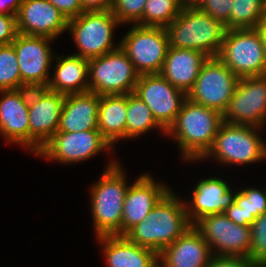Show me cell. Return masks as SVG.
Returning a JSON list of instances; mask_svg holds the SVG:
<instances>
[{
    "label": "cell",
    "instance_id": "7402d4cb",
    "mask_svg": "<svg viewBox=\"0 0 266 267\" xmlns=\"http://www.w3.org/2000/svg\"><path fill=\"white\" fill-rule=\"evenodd\" d=\"M192 196L191 208L193 209L186 204V212L194 225L207 215L224 213L235 202L236 193L233 195L226 182L214 177L201 180Z\"/></svg>",
    "mask_w": 266,
    "mask_h": 267
},
{
    "label": "cell",
    "instance_id": "cb8c5ba5",
    "mask_svg": "<svg viewBox=\"0 0 266 267\" xmlns=\"http://www.w3.org/2000/svg\"><path fill=\"white\" fill-rule=\"evenodd\" d=\"M104 246L108 267H160L159 254L125 236L97 237Z\"/></svg>",
    "mask_w": 266,
    "mask_h": 267
},
{
    "label": "cell",
    "instance_id": "9a60e30c",
    "mask_svg": "<svg viewBox=\"0 0 266 267\" xmlns=\"http://www.w3.org/2000/svg\"><path fill=\"white\" fill-rule=\"evenodd\" d=\"M51 38L17 34L11 43L15 49L21 82L26 88H46L49 84V67L52 53Z\"/></svg>",
    "mask_w": 266,
    "mask_h": 267
},
{
    "label": "cell",
    "instance_id": "f1b7e54d",
    "mask_svg": "<svg viewBox=\"0 0 266 267\" xmlns=\"http://www.w3.org/2000/svg\"><path fill=\"white\" fill-rule=\"evenodd\" d=\"M265 17V0H233L230 29L256 28Z\"/></svg>",
    "mask_w": 266,
    "mask_h": 267
},
{
    "label": "cell",
    "instance_id": "74e56055",
    "mask_svg": "<svg viewBox=\"0 0 266 267\" xmlns=\"http://www.w3.org/2000/svg\"><path fill=\"white\" fill-rule=\"evenodd\" d=\"M83 11H107L112 8V0H80Z\"/></svg>",
    "mask_w": 266,
    "mask_h": 267
},
{
    "label": "cell",
    "instance_id": "4316f807",
    "mask_svg": "<svg viewBox=\"0 0 266 267\" xmlns=\"http://www.w3.org/2000/svg\"><path fill=\"white\" fill-rule=\"evenodd\" d=\"M265 212L266 192L248 188L236 193L235 202L224 214L237 225L251 226L255 219Z\"/></svg>",
    "mask_w": 266,
    "mask_h": 267
},
{
    "label": "cell",
    "instance_id": "e0dca14e",
    "mask_svg": "<svg viewBox=\"0 0 266 267\" xmlns=\"http://www.w3.org/2000/svg\"><path fill=\"white\" fill-rule=\"evenodd\" d=\"M16 22L19 34L51 39L68 26V20L48 0H22Z\"/></svg>",
    "mask_w": 266,
    "mask_h": 267
},
{
    "label": "cell",
    "instance_id": "f546056e",
    "mask_svg": "<svg viewBox=\"0 0 266 267\" xmlns=\"http://www.w3.org/2000/svg\"><path fill=\"white\" fill-rule=\"evenodd\" d=\"M177 0H147L139 26L167 27L179 15Z\"/></svg>",
    "mask_w": 266,
    "mask_h": 267
},
{
    "label": "cell",
    "instance_id": "d6986e66",
    "mask_svg": "<svg viewBox=\"0 0 266 267\" xmlns=\"http://www.w3.org/2000/svg\"><path fill=\"white\" fill-rule=\"evenodd\" d=\"M0 132L9 142L29 148V88L1 90Z\"/></svg>",
    "mask_w": 266,
    "mask_h": 267
},
{
    "label": "cell",
    "instance_id": "7c38bea8",
    "mask_svg": "<svg viewBox=\"0 0 266 267\" xmlns=\"http://www.w3.org/2000/svg\"><path fill=\"white\" fill-rule=\"evenodd\" d=\"M209 244L218 248L215 256H240L249 258L251 227L237 225L224 213L207 215L193 225Z\"/></svg>",
    "mask_w": 266,
    "mask_h": 267
},
{
    "label": "cell",
    "instance_id": "ac0fdd59",
    "mask_svg": "<svg viewBox=\"0 0 266 267\" xmlns=\"http://www.w3.org/2000/svg\"><path fill=\"white\" fill-rule=\"evenodd\" d=\"M140 176L132 186L128 187L124 197L121 236L145 220L150 211L170 191L166 186L154 182L150 175Z\"/></svg>",
    "mask_w": 266,
    "mask_h": 267
},
{
    "label": "cell",
    "instance_id": "3957f363",
    "mask_svg": "<svg viewBox=\"0 0 266 267\" xmlns=\"http://www.w3.org/2000/svg\"><path fill=\"white\" fill-rule=\"evenodd\" d=\"M166 30L170 47L199 50L209 57H217L227 29L199 8H188L181 9Z\"/></svg>",
    "mask_w": 266,
    "mask_h": 267
},
{
    "label": "cell",
    "instance_id": "4dcf8cb0",
    "mask_svg": "<svg viewBox=\"0 0 266 267\" xmlns=\"http://www.w3.org/2000/svg\"><path fill=\"white\" fill-rule=\"evenodd\" d=\"M23 88L13 45H0V91Z\"/></svg>",
    "mask_w": 266,
    "mask_h": 267
},
{
    "label": "cell",
    "instance_id": "f35d334b",
    "mask_svg": "<svg viewBox=\"0 0 266 267\" xmlns=\"http://www.w3.org/2000/svg\"><path fill=\"white\" fill-rule=\"evenodd\" d=\"M22 0H0V14L16 16Z\"/></svg>",
    "mask_w": 266,
    "mask_h": 267
},
{
    "label": "cell",
    "instance_id": "8992f818",
    "mask_svg": "<svg viewBox=\"0 0 266 267\" xmlns=\"http://www.w3.org/2000/svg\"><path fill=\"white\" fill-rule=\"evenodd\" d=\"M89 92L102 95L129 94L135 91L140 74L119 47L100 57L89 59Z\"/></svg>",
    "mask_w": 266,
    "mask_h": 267
},
{
    "label": "cell",
    "instance_id": "7bdbcfd3",
    "mask_svg": "<svg viewBox=\"0 0 266 267\" xmlns=\"http://www.w3.org/2000/svg\"><path fill=\"white\" fill-rule=\"evenodd\" d=\"M265 16H266V0H265Z\"/></svg>",
    "mask_w": 266,
    "mask_h": 267
},
{
    "label": "cell",
    "instance_id": "2e32d148",
    "mask_svg": "<svg viewBox=\"0 0 266 267\" xmlns=\"http://www.w3.org/2000/svg\"><path fill=\"white\" fill-rule=\"evenodd\" d=\"M111 144L98 129L84 132H56L36 155L62 163H76L97 155Z\"/></svg>",
    "mask_w": 266,
    "mask_h": 267
},
{
    "label": "cell",
    "instance_id": "e575fe53",
    "mask_svg": "<svg viewBox=\"0 0 266 267\" xmlns=\"http://www.w3.org/2000/svg\"><path fill=\"white\" fill-rule=\"evenodd\" d=\"M17 34L16 16L0 14V45L11 44Z\"/></svg>",
    "mask_w": 266,
    "mask_h": 267
},
{
    "label": "cell",
    "instance_id": "ab89813d",
    "mask_svg": "<svg viewBox=\"0 0 266 267\" xmlns=\"http://www.w3.org/2000/svg\"><path fill=\"white\" fill-rule=\"evenodd\" d=\"M255 29L257 30L260 36L262 47L266 56V17Z\"/></svg>",
    "mask_w": 266,
    "mask_h": 267
},
{
    "label": "cell",
    "instance_id": "1f68e13d",
    "mask_svg": "<svg viewBox=\"0 0 266 267\" xmlns=\"http://www.w3.org/2000/svg\"><path fill=\"white\" fill-rule=\"evenodd\" d=\"M251 227L249 258L257 266L266 263V212L255 219Z\"/></svg>",
    "mask_w": 266,
    "mask_h": 267
},
{
    "label": "cell",
    "instance_id": "8d00e7d4",
    "mask_svg": "<svg viewBox=\"0 0 266 267\" xmlns=\"http://www.w3.org/2000/svg\"><path fill=\"white\" fill-rule=\"evenodd\" d=\"M69 20L78 17L83 11L80 0H48Z\"/></svg>",
    "mask_w": 266,
    "mask_h": 267
},
{
    "label": "cell",
    "instance_id": "b9f144b4",
    "mask_svg": "<svg viewBox=\"0 0 266 267\" xmlns=\"http://www.w3.org/2000/svg\"><path fill=\"white\" fill-rule=\"evenodd\" d=\"M257 267H266V263L258 265Z\"/></svg>",
    "mask_w": 266,
    "mask_h": 267
},
{
    "label": "cell",
    "instance_id": "277c9868",
    "mask_svg": "<svg viewBox=\"0 0 266 267\" xmlns=\"http://www.w3.org/2000/svg\"><path fill=\"white\" fill-rule=\"evenodd\" d=\"M117 162L106 168L91 188L93 222L97 237L121 236L124 197L129 186Z\"/></svg>",
    "mask_w": 266,
    "mask_h": 267
},
{
    "label": "cell",
    "instance_id": "836d02e7",
    "mask_svg": "<svg viewBox=\"0 0 266 267\" xmlns=\"http://www.w3.org/2000/svg\"><path fill=\"white\" fill-rule=\"evenodd\" d=\"M232 7L233 0H203L199 9L221 21L229 30Z\"/></svg>",
    "mask_w": 266,
    "mask_h": 267
},
{
    "label": "cell",
    "instance_id": "30bf717a",
    "mask_svg": "<svg viewBox=\"0 0 266 267\" xmlns=\"http://www.w3.org/2000/svg\"><path fill=\"white\" fill-rule=\"evenodd\" d=\"M239 78L218 58L209 57L199 71L187 98L223 114L234 95Z\"/></svg>",
    "mask_w": 266,
    "mask_h": 267
},
{
    "label": "cell",
    "instance_id": "ffe728a7",
    "mask_svg": "<svg viewBox=\"0 0 266 267\" xmlns=\"http://www.w3.org/2000/svg\"><path fill=\"white\" fill-rule=\"evenodd\" d=\"M201 233L190 227L159 253L161 267H206L214 253Z\"/></svg>",
    "mask_w": 266,
    "mask_h": 267
},
{
    "label": "cell",
    "instance_id": "7a4b0ae2",
    "mask_svg": "<svg viewBox=\"0 0 266 267\" xmlns=\"http://www.w3.org/2000/svg\"><path fill=\"white\" fill-rule=\"evenodd\" d=\"M222 123L223 114L219 111L187 98L165 133L178 140L184 159L201 160L211 149Z\"/></svg>",
    "mask_w": 266,
    "mask_h": 267
},
{
    "label": "cell",
    "instance_id": "4fadbf2b",
    "mask_svg": "<svg viewBox=\"0 0 266 267\" xmlns=\"http://www.w3.org/2000/svg\"><path fill=\"white\" fill-rule=\"evenodd\" d=\"M266 120V75L240 78L223 122L262 126Z\"/></svg>",
    "mask_w": 266,
    "mask_h": 267
},
{
    "label": "cell",
    "instance_id": "44dd1931",
    "mask_svg": "<svg viewBox=\"0 0 266 267\" xmlns=\"http://www.w3.org/2000/svg\"><path fill=\"white\" fill-rule=\"evenodd\" d=\"M209 56L193 49L169 47L160 74L186 94L193 88L203 64Z\"/></svg>",
    "mask_w": 266,
    "mask_h": 267
},
{
    "label": "cell",
    "instance_id": "d4e9b609",
    "mask_svg": "<svg viewBox=\"0 0 266 267\" xmlns=\"http://www.w3.org/2000/svg\"><path fill=\"white\" fill-rule=\"evenodd\" d=\"M53 79L47 88L59 94H80L89 92L88 78L89 60L77 55L57 58Z\"/></svg>",
    "mask_w": 266,
    "mask_h": 267
},
{
    "label": "cell",
    "instance_id": "d6a6232c",
    "mask_svg": "<svg viewBox=\"0 0 266 267\" xmlns=\"http://www.w3.org/2000/svg\"><path fill=\"white\" fill-rule=\"evenodd\" d=\"M147 0H112L111 12L118 22L137 25L143 17V10Z\"/></svg>",
    "mask_w": 266,
    "mask_h": 267
},
{
    "label": "cell",
    "instance_id": "d590c367",
    "mask_svg": "<svg viewBox=\"0 0 266 267\" xmlns=\"http://www.w3.org/2000/svg\"><path fill=\"white\" fill-rule=\"evenodd\" d=\"M206 267H257V265L246 257L213 255Z\"/></svg>",
    "mask_w": 266,
    "mask_h": 267
},
{
    "label": "cell",
    "instance_id": "484cf974",
    "mask_svg": "<svg viewBox=\"0 0 266 267\" xmlns=\"http://www.w3.org/2000/svg\"><path fill=\"white\" fill-rule=\"evenodd\" d=\"M127 94L100 96L98 130L112 145L126 138Z\"/></svg>",
    "mask_w": 266,
    "mask_h": 267
},
{
    "label": "cell",
    "instance_id": "ba28073f",
    "mask_svg": "<svg viewBox=\"0 0 266 267\" xmlns=\"http://www.w3.org/2000/svg\"><path fill=\"white\" fill-rule=\"evenodd\" d=\"M117 24L120 23L111 10L84 11L69 19L67 29L80 49L74 55L89 60L118 49L120 45L112 48L113 29Z\"/></svg>",
    "mask_w": 266,
    "mask_h": 267
},
{
    "label": "cell",
    "instance_id": "60d3db41",
    "mask_svg": "<svg viewBox=\"0 0 266 267\" xmlns=\"http://www.w3.org/2000/svg\"><path fill=\"white\" fill-rule=\"evenodd\" d=\"M203 0H180L179 7L181 9L199 8Z\"/></svg>",
    "mask_w": 266,
    "mask_h": 267
},
{
    "label": "cell",
    "instance_id": "83f0119b",
    "mask_svg": "<svg viewBox=\"0 0 266 267\" xmlns=\"http://www.w3.org/2000/svg\"><path fill=\"white\" fill-rule=\"evenodd\" d=\"M158 127L166 132L137 94H127L126 138H134Z\"/></svg>",
    "mask_w": 266,
    "mask_h": 267
},
{
    "label": "cell",
    "instance_id": "9c48e42d",
    "mask_svg": "<svg viewBox=\"0 0 266 267\" xmlns=\"http://www.w3.org/2000/svg\"><path fill=\"white\" fill-rule=\"evenodd\" d=\"M256 128L259 127L223 122L203 158L213 155L228 164H248L266 158V145L257 136Z\"/></svg>",
    "mask_w": 266,
    "mask_h": 267
},
{
    "label": "cell",
    "instance_id": "5b68a950",
    "mask_svg": "<svg viewBox=\"0 0 266 267\" xmlns=\"http://www.w3.org/2000/svg\"><path fill=\"white\" fill-rule=\"evenodd\" d=\"M217 57L239 79L266 75V56L255 28L226 30Z\"/></svg>",
    "mask_w": 266,
    "mask_h": 267
},
{
    "label": "cell",
    "instance_id": "5bb4252c",
    "mask_svg": "<svg viewBox=\"0 0 266 267\" xmlns=\"http://www.w3.org/2000/svg\"><path fill=\"white\" fill-rule=\"evenodd\" d=\"M135 94L148 106L156 121L167 130L175 121L187 94L160 73L140 75Z\"/></svg>",
    "mask_w": 266,
    "mask_h": 267
},
{
    "label": "cell",
    "instance_id": "52a82bcc",
    "mask_svg": "<svg viewBox=\"0 0 266 267\" xmlns=\"http://www.w3.org/2000/svg\"><path fill=\"white\" fill-rule=\"evenodd\" d=\"M120 42L140 75L159 74L170 47L165 27L134 25Z\"/></svg>",
    "mask_w": 266,
    "mask_h": 267
},
{
    "label": "cell",
    "instance_id": "8fae6325",
    "mask_svg": "<svg viewBox=\"0 0 266 267\" xmlns=\"http://www.w3.org/2000/svg\"><path fill=\"white\" fill-rule=\"evenodd\" d=\"M65 95L46 88L29 89V150L38 153L57 132Z\"/></svg>",
    "mask_w": 266,
    "mask_h": 267
},
{
    "label": "cell",
    "instance_id": "603a6c76",
    "mask_svg": "<svg viewBox=\"0 0 266 267\" xmlns=\"http://www.w3.org/2000/svg\"><path fill=\"white\" fill-rule=\"evenodd\" d=\"M100 96L86 92L65 95L57 132H84L98 129Z\"/></svg>",
    "mask_w": 266,
    "mask_h": 267
},
{
    "label": "cell",
    "instance_id": "6da1fadb",
    "mask_svg": "<svg viewBox=\"0 0 266 267\" xmlns=\"http://www.w3.org/2000/svg\"><path fill=\"white\" fill-rule=\"evenodd\" d=\"M192 226L186 212V204L180 202L170 190L146 219L124 236L129 241L159 254Z\"/></svg>",
    "mask_w": 266,
    "mask_h": 267
}]
</instances>
